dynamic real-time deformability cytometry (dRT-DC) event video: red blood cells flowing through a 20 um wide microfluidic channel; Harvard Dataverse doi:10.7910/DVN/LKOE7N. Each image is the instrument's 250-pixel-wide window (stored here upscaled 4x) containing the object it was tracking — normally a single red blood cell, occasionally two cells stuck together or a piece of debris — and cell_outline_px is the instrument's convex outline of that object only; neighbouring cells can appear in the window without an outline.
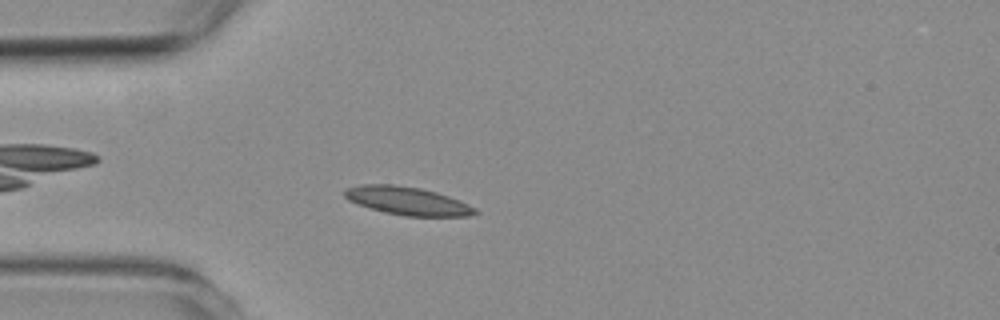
{"species": "common noctule bat (a hibernating species)", "species_latin": "Nyctalus noctula", "temperature_condition": "room temperature", "stored_images_in_passage": 3, "camera_frame_rate_fps": 3000, "um_per_image_px": 0.085, "animal": {"sex": "female", "body_mass_g": 19.3, "forearm_length_mm": 54.1}, "frame": {"image": 1, "passage_image": 3, "time_ms": 2.0, "image_size_px": [1000, 320], "cell_outline_px": [[480, 212], [468, 216], [404, 216], [384, 212], [356, 204], [348, 200], [344, 196], [344, 188], [360, 184], [392, 184], [420, 188], [436, 192], [460, 200], [476, 208]], "centroid_in_image_um": [34.61, 17.07], "position_along_channel_um": 50.4, "area_um2": 21.56}}